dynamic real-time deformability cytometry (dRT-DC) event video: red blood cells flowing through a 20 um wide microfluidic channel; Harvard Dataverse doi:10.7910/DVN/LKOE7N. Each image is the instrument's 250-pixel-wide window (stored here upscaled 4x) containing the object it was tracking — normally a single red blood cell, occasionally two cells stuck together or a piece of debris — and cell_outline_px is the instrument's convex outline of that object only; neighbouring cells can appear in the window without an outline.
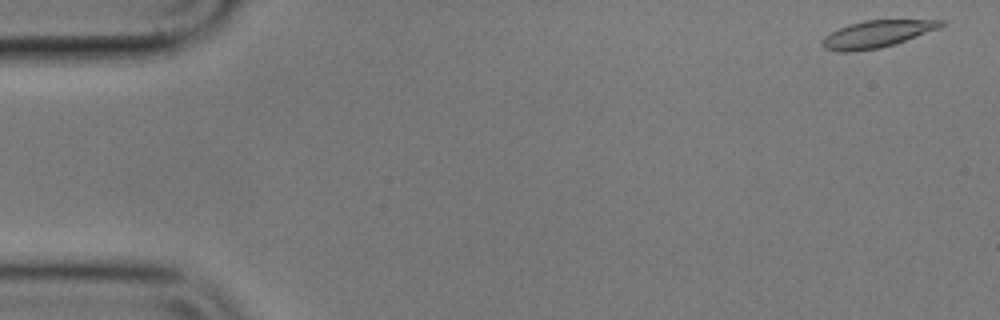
{"species": "common noctule bat (a hibernating species)", "species_latin": "Nyctalus noctula", "temperature_condition": "cold", "stored_images_in_passage": 55, "camera_frame_rate_fps": 3000, "um_per_image_px": 0.085, "animal": {"sex": "male", "body_mass_g": 17.9}, "frame": {"image": 1, "passage_image": 1, "time_ms": 0.0, "image_size_px": [1000, 320], "cell_outline_px": [[944, 24], [940, 28], [880, 48], [848, 52], [840, 52], [824, 48], [820, 44], [824, 36], [848, 24], [864, 20], [944, 20]], "centroid_in_image_um": [74.49, 2.89], "position_along_channel_um": 10.5, "area_um2": 18.44}}
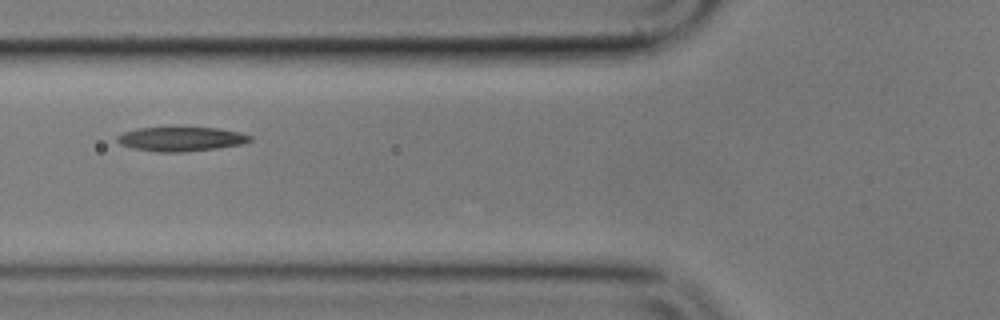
{"frame": {"image": 2, "passage_image": 20, "time_ms": 6.333, "image_size_px": [1000, 320], "cell_outline_px": [[252, 140], [240, 144], [216, 148], [184, 152], [156, 152], [132, 148], [120, 144], [116, 140], [116, 136], [124, 132], [136, 128], [220, 128], [240, 132], [252, 136]], "centroid_in_image_um": [15.36, 11.82], "position_along_channel_um": 110.4, "area_um2": 18.73}}
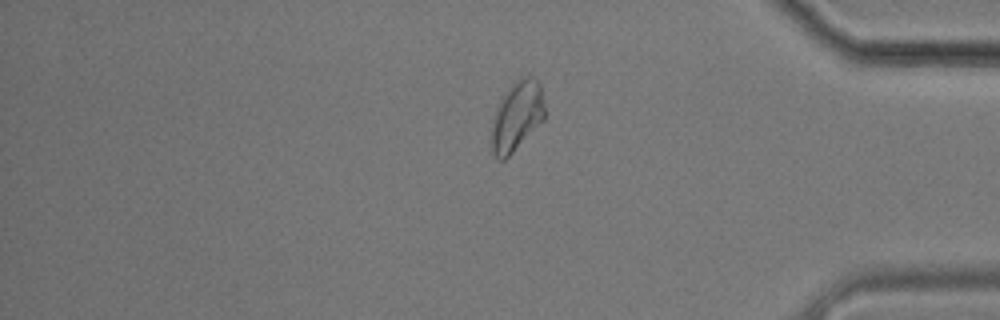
{"frame": {"image": 3, "passage_image": 46, "time_ms": 15.0, "image_size_px": [1000, 320], "cell_outline_px": [[544, 120], [504, 160], [500, 160], [492, 152], [492, 124], [500, 100], [508, 88], [516, 80], [524, 76], [532, 76], [540, 84], [544, 104]], "centroid_in_image_um": [43.95, 9.85], "position_along_channel_um": 391.3, "area_um2": 21.1}}